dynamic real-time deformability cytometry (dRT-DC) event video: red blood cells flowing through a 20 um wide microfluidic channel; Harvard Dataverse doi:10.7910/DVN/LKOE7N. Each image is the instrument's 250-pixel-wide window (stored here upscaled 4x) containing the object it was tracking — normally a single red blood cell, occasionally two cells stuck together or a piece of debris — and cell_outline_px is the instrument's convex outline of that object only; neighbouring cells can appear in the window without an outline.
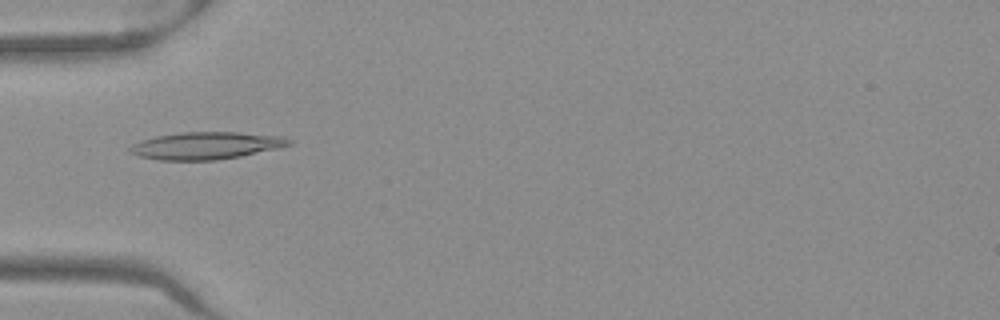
{"species": "Egyptian fruit bat (a non-hibernating species)", "species_latin": "Rousettus aegyptiacus", "temperature_condition": "warm", "stored_images_in_passage": 51, "camera_frame_rate_fps": 3000, "um_per_image_px": 0.085, "frame": {"image": 1, "passage_image": 17, "time_ms": 5.333, "image_size_px": [1000, 320], "cell_outline_px": [[292, 144], [280, 148], [240, 156], [216, 160], [160, 160], [140, 156], [128, 152], [128, 148], [132, 144], [140, 140], [156, 136], [184, 132], [240, 132], [284, 136], [292, 140]], "centroid_in_image_um": [17.54, 12.37], "position_along_channel_um": 67.5, "area_um2": 25.43}}
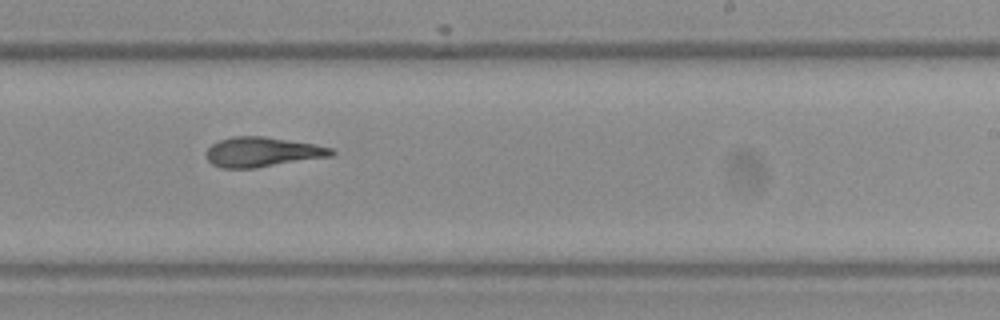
{"frame": {"image": 2, "passage_image": 32, "time_ms": 10.333, "image_size_px": [1000, 320], "cell_outline_px": [[336, 152], [332, 156], [256, 168], [220, 168], [212, 164], [208, 160], [204, 152], [212, 144], [220, 140], [232, 136], [264, 136], [312, 144], [332, 148]], "centroid_in_image_um": [22.26, 12.92], "position_along_channel_um": 266.7, "area_um2": 21.73}}
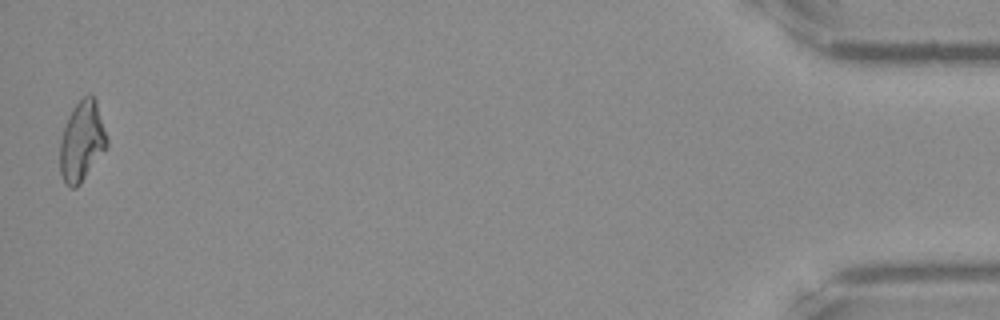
{"frame": {"image": 3, "passage_image": 51, "time_ms": 16.667, "image_size_px": [1000, 320], "cell_outline_px": [[108, 148], [80, 184], [76, 188], [68, 188], [64, 184], [60, 172], [60, 140], [64, 124], [72, 108], [88, 92], [96, 100], [108, 140]], "centroid_in_image_um": [6.96, 12.04], "position_along_channel_um": 428.2, "area_um2": 22.31}, "authors_computed_cell_mechanics": {"area_um2": 22.542, "velocity_mm_per_s": 3.9753, "shape_relaxation_time_tau1_ms": null, "shape_relaxation_time_tau2_ms": 3.3878, "deformation_change_tau1": null, "deformation_change_tau2": 0.0984}}